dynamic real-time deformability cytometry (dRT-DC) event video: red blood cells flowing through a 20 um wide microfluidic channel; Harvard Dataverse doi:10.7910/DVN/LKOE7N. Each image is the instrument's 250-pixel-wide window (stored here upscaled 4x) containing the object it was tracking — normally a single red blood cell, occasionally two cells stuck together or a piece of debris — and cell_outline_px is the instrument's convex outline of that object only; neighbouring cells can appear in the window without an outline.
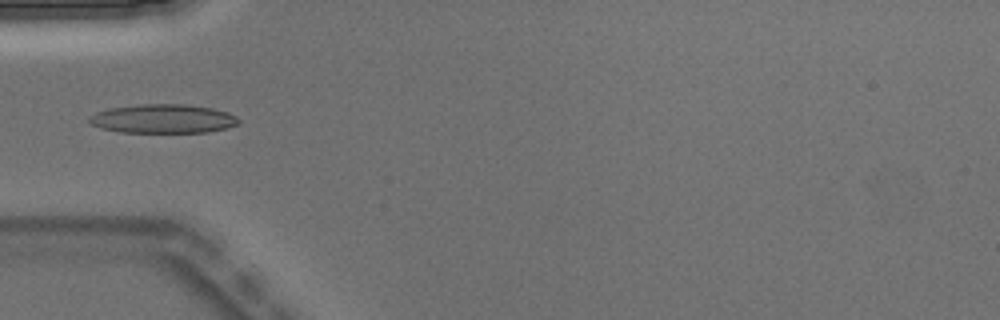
{"species": "Egyptian fruit bat (a non-hibernating species)", "species_latin": "Rousettus aegyptiacus", "temperature_condition": "warm", "stored_images_in_passage": 5, "camera_frame_rate_fps": 3000, "um_per_image_px": 0.085, "animal": {"sex": "male"}, "frame": {"image": 1, "passage_image": 5, "time_ms": 1.333, "image_size_px": [1000, 320], "cell_outline_px": [[240, 120], [236, 124], [228, 128], [208, 132], [120, 132], [100, 128], [92, 124], [88, 120], [88, 116], [96, 112], [108, 108], [140, 104], [184, 104], [212, 108], [228, 112], [236, 116]], "centroid_in_image_um": [13.84, 10.09], "position_along_channel_um": 71.2, "area_um2": 25.26}}